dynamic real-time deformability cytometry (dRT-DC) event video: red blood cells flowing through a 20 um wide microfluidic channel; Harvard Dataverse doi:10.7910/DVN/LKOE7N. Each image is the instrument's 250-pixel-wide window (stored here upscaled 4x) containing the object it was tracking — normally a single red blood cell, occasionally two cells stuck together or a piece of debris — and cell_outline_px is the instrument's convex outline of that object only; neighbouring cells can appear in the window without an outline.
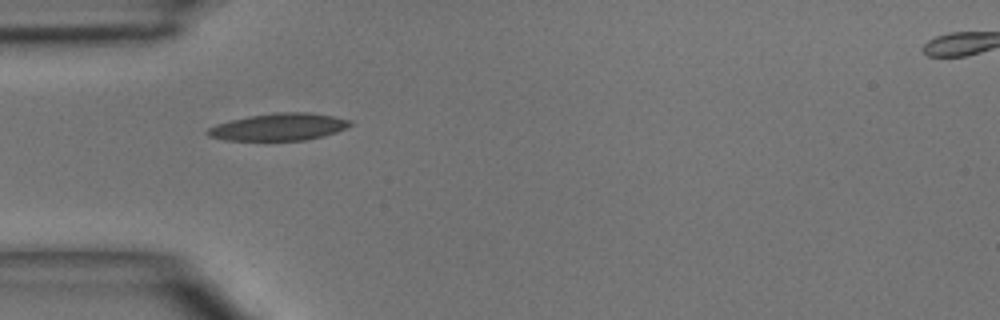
{"species": "common noctule bat (a hibernating species)", "species_latin": "Nyctalus noctula", "temperature_condition": "room temperature", "stored_images_in_passage": 5, "camera_frame_rate_fps": 3000, "um_per_image_px": 0.085, "animal": {"sex": "male", "body_mass_g": 15.6}, "frame": {"image": 1, "passage_image": 2, "time_ms": 2.0, "image_size_px": [1000, 320], "cell_outline_px": [[352, 124], [336, 132], [324, 136], [304, 140], [224, 140], [208, 136], [204, 132], [208, 128], [216, 124], [248, 116], [276, 112], [308, 112], [332, 116], [352, 120]], "centroid_in_image_um": [23.68, 10.79], "position_along_channel_um": 61.3, "area_um2": 22.54}}
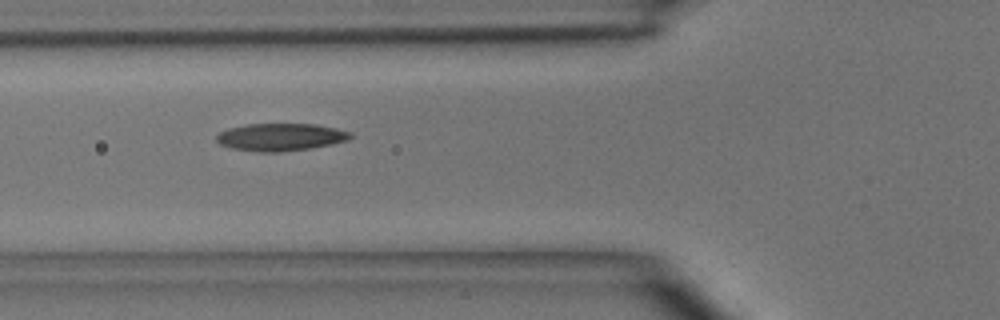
{"frame": {"image": 2, "passage_image": 3, "time_ms": 3.0, "image_size_px": [1000, 320], "cell_outline_px": [[352, 136], [348, 140], [332, 144], [308, 148], [280, 152], [260, 152], [232, 148], [220, 144], [216, 140], [216, 136], [220, 132], [228, 128], [248, 124], [316, 124], [336, 128], [352, 132]], "centroid_in_image_um": [23.86, 11.64], "position_along_channel_um": 101.9, "area_um2": 21.39}}